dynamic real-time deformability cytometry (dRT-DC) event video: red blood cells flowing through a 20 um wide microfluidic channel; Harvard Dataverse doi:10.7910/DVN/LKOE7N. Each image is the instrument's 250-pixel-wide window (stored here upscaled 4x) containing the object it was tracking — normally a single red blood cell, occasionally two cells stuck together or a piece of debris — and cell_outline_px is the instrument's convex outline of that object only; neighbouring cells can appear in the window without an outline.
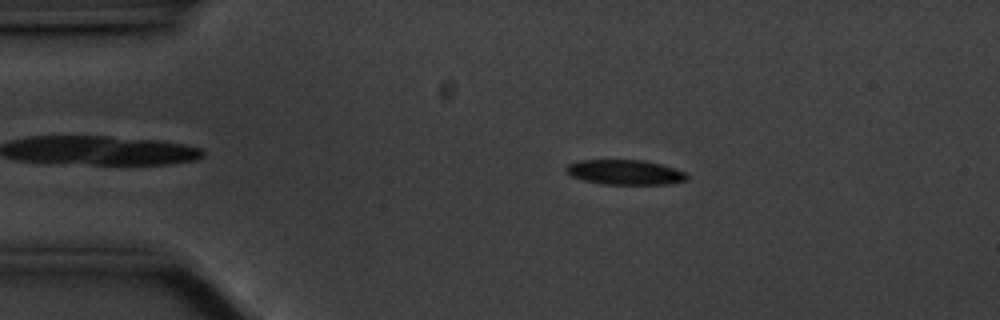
{"species": "common noctule bat (a hibernating species)", "species_latin": "Nyctalus noctula", "temperature_condition": "cold", "stored_images_in_passage": 49, "camera_frame_rate_fps": 3000, "um_per_image_px": 0.085, "animal": {"sex": "male", "body_mass_g": 20.1, "forearm_length_mm": 53.5}, "frame": {"image": 1, "passage_image": 10, "time_ms": 3.0, "image_size_px": [1000, 320], "cell_outline_px": [[688, 180], [668, 184], [600, 184], [584, 180], [572, 176], [564, 168], [568, 164], [576, 160], [644, 160], [660, 164], [684, 172], [688, 176]], "centroid_in_image_um": [53.1, 14.64], "position_along_channel_um": 31.9, "area_um2": 17.46}}
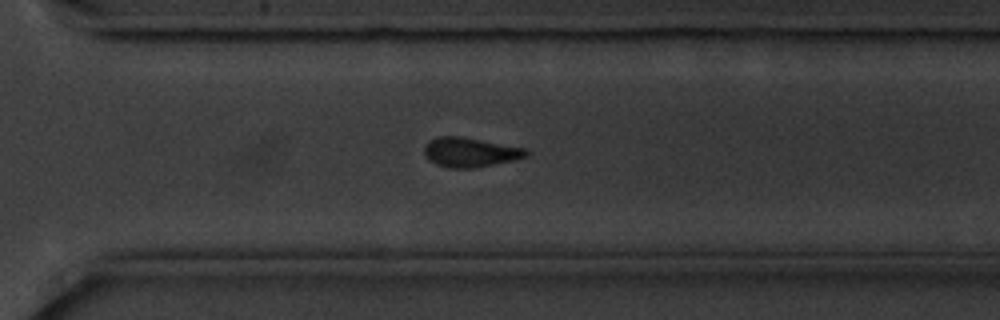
{"frame": {"image": 2, "passage_image": 39, "time_ms": 12.667, "image_size_px": [1000, 320], "cell_outline_px": [[528, 156], [512, 160], [472, 168], [448, 168], [436, 164], [428, 160], [424, 152], [424, 148], [428, 140], [436, 136], [460, 136], [528, 148]], "centroid_in_image_um": [39.94, 12.93], "position_along_channel_um": 330.7, "area_um2": 17.57}}
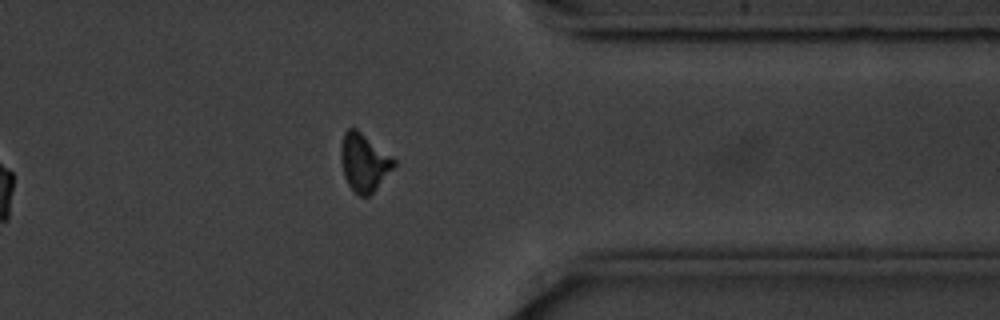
{"frame": {"image": 3, "passage_image": 44, "time_ms": 14.333, "image_size_px": [1000, 320], "cell_outline_px": [[396, 164], [376, 188], [368, 196], [360, 196], [348, 184], [344, 176], [340, 156], [340, 148], [344, 132], [348, 128], [356, 128], [392, 156], [396, 160]], "centroid_in_image_um": [30.93, 13.77], "position_along_channel_um": 380.5, "area_um2": 17.63}, "authors_computed_cell_mechanics": {"area_um2": 18.0336, "velocity_mm_per_s": 3.5207, "shape_relaxation_time_tau1_ms": 4.0388, "shape_relaxation_time_tau2_ms": 8.7382, "deformation_change_tau1": 0.1143, "deformation_change_tau2": 0.1802}}